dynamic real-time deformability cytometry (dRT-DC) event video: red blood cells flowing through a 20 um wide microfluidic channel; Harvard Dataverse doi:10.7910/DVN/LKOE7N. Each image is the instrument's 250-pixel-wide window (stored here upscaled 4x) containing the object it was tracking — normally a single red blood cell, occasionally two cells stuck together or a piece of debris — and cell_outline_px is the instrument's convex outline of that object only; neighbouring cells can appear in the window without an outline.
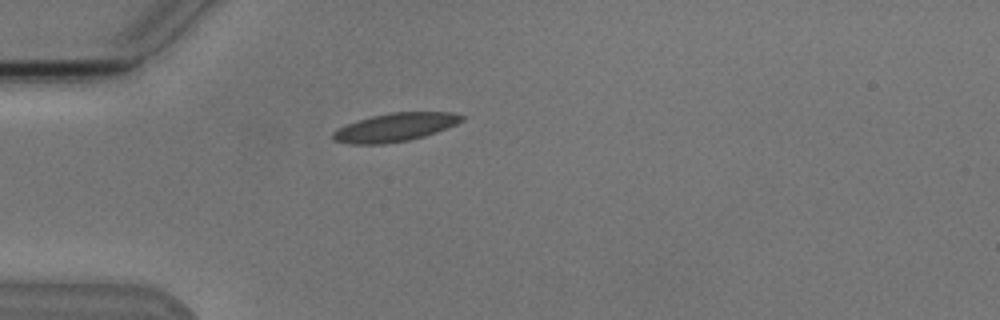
{"species": "Egyptian fruit bat (a non-hibernating species)", "species_latin": "Rousettus aegyptiacus", "temperature_condition": "cold", "stored_images_in_passage": 4, "camera_frame_rate_fps": 3000, "um_per_image_px": 0.085, "animal": {"sex": "male"}, "frame": {"image": 1, "passage_image": 4, "time_ms": 4.333, "image_size_px": [1000, 320], "cell_outline_px": [[464, 120], [456, 124], [436, 132], [424, 136], [408, 140], [384, 144], [352, 144], [332, 140], [332, 132], [348, 124], [372, 116], [392, 112], [452, 112], [464, 116]], "centroid_in_image_um": [33.6, 10.82], "position_along_channel_um": 51.4, "area_um2": 21.04}}